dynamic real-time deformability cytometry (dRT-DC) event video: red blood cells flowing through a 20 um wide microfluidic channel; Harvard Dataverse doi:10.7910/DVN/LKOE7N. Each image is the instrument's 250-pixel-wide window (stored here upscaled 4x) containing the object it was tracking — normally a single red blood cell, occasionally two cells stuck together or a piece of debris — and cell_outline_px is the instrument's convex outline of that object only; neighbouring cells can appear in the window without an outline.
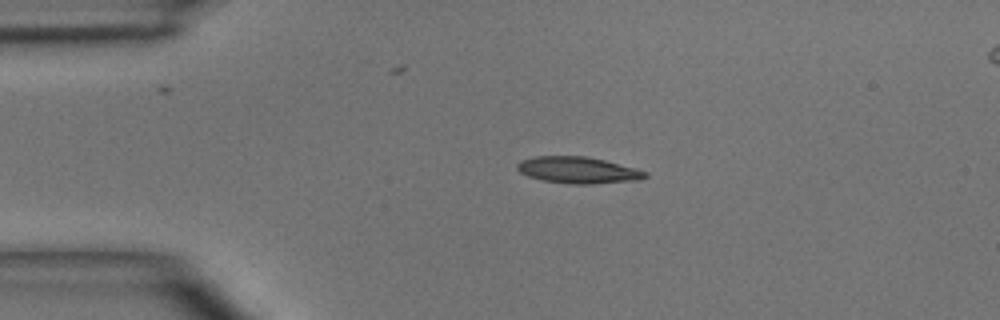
{"species": "common noctule bat (a hibernating species)", "species_latin": "Nyctalus noctula", "temperature_condition": "room temperature", "stored_images_in_passage": 3, "camera_frame_rate_fps": 3000, "um_per_image_px": 0.085, "animal": {"sex": "male", "body_mass_g": 15.6}, "frame": {"image": 1, "passage_image": 1, "time_ms": 0.0, "image_size_px": [1000, 320], "cell_outline_px": [[648, 176], [640, 180], [592, 184], [572, 184], [544, 180], [528, 176], [520, 172], [516, 168], [516, 164], [520, 160], [536, 156], [584, 156], [604, 160], [648, 172]], "centroid_in_image_um": [49.12, 14.46], "position_along_channel_um": 35.9, "area_um2": 19.71}}
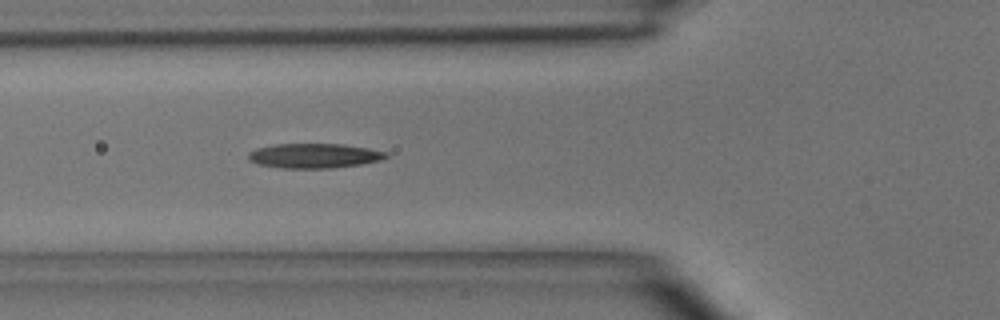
{"frame": {"image": 2, "passage_image": 3, "time_ms": 2.333, "image_size_px": [1000, 320], "cell_outline_px": [[388, 156], [380, 160], [360, 164], [328, 168], [284, 168], [260, 164], [248, 160], [248, 152], [256, 148], [276, 144], [344, 144], [368, 148], [388, 152]], "centroid_in_image_um": [26.7, 13.23], "position_along_channel_um": 99.1, "area_um2": 19.65}}